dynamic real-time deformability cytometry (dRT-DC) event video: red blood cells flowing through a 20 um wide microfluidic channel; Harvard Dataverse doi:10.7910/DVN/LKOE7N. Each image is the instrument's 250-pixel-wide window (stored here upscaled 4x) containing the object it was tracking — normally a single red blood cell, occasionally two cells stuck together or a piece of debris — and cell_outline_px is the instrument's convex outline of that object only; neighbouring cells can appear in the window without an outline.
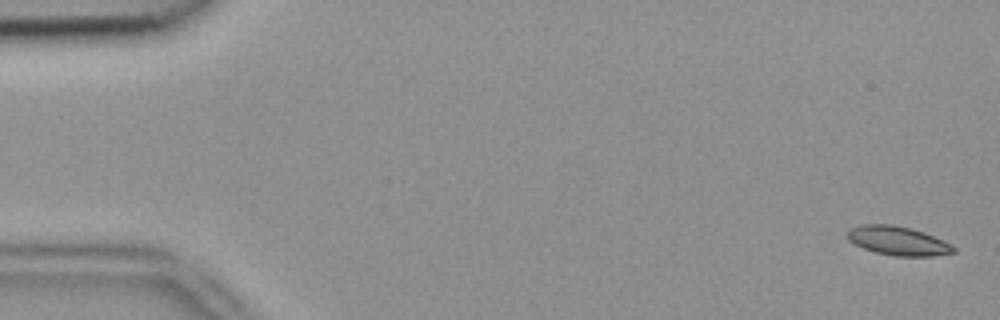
{"species": "common noctule bat (a hibernating species)", "species_latin": "Nyctalus noctula", "temperature_condition": "room temperature", "stored_images_in_passage": 4, "camera_frame_rate_fps": 3000, "um_per_image_px": 0.085, "animal": {"sex": "female", "body_mass_g": 18.4}, "frame": {"image": 1, "passage_image": 1, "time_ms": 0.0, "image_size_px": [1000, 320], "cell_outline_px": [[956, 252], [932, 256], [896, 256], [876, 252], [864, 248], [848, 240], [848, 228], [860, 224], [892, 224], [912, 228], [924, 232], [944, 240], [956, 248]], "centroid_in_image_um": [76.34, 20.45], "position_along_channel_um": 8.7, "area_um2": 17.98}}
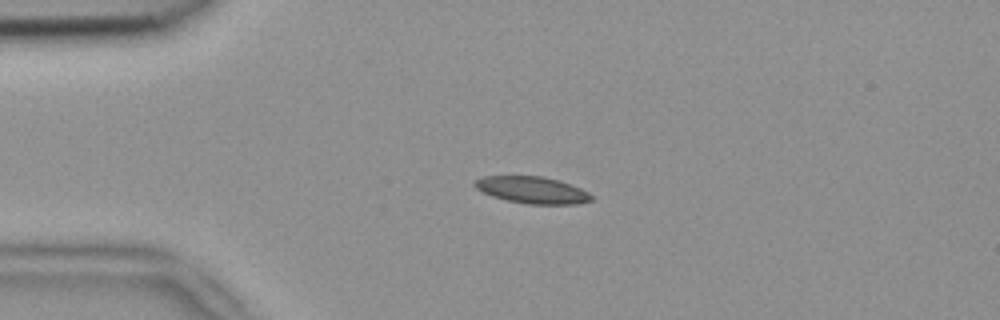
{"frame": {"image": 2, "passage_image": 3, "time_ms": 0.667, "image_size_px": [1000, 320], "cell_outline_px": [[592, 200], [576, 204], [528, 204], [508, 200], [492, 196], [476, 188], [472, 184], [476, 180], [484, 176], [544, 176], [560, 180], [580, 188], [588, 192], [592, 196]], "centroid_in_image_um": [45.25, 16.14], "position_along_channel_um": 39.8, "area_um2": 18.15}}